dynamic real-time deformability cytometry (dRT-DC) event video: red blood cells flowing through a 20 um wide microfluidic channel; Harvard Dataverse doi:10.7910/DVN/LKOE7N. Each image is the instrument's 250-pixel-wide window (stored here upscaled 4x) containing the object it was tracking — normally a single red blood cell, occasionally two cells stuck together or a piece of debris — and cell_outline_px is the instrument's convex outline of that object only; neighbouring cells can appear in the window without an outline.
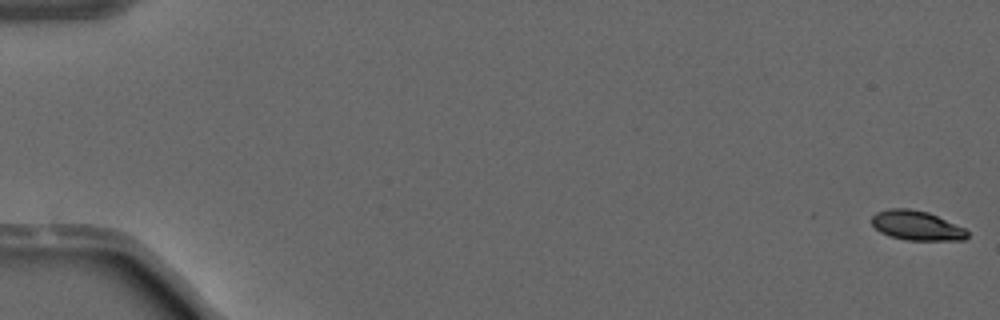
{"species": "common noctule bat (a hibernating species)", "species_latin": "Nyctalus noctula", "temperature_condition": "warm", "stored_images_in_passage": 4, "camera_frame_rate_fps": 3000, "um_per_image_px": 0.085, "animal": {"sex": "male", "forearm_length_mm": 52.5}, "frame": {"image": 1, "passage_image": 1, "time_ms": 0.0, "image_size_px": [1000, 320], "cell_outline_px": [[968, 236], [964, 240], [908, 240], [888, 236], [880, 232], [872, 224], [872, 216], [876, 212], [888, 208], [908, 208], [928, 212], [964, 228], [968, 232]], "centroid_in_image_um": [77.89, 19.17], "position_along_channel_um": 7.1, "area_um2": 16.42}}